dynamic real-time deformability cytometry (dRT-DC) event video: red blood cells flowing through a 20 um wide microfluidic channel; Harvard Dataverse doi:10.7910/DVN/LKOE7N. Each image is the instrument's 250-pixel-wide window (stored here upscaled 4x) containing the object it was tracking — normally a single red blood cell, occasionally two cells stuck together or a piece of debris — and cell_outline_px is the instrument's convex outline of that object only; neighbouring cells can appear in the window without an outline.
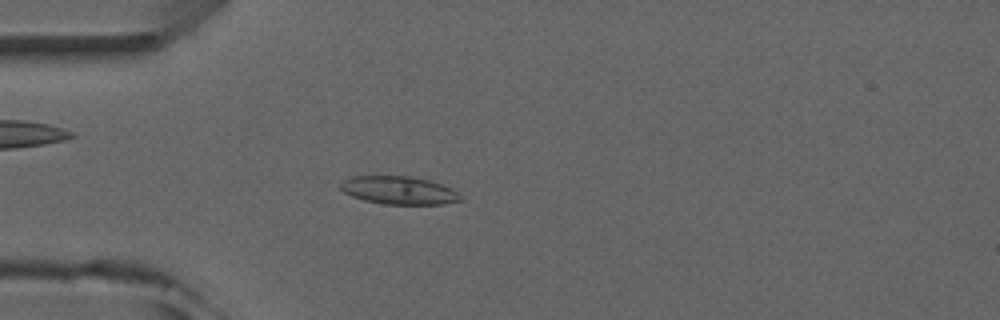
{"species": "common noctule bat (a hibernating species)", "species_latin": "Nyctalus noctula", "temperature_condition": "room temperature", "stored_images_in_passage": 4, "camera_frame_rate_fps": 3000, "um_per_image_px": 0.085, "animal": {"sex": "male", "forearm_length_mm": 52.5}, "frame": {"image": 1, "passage_image": 4, "time_ms": 3.333, "image_size_px": [1000, 320], "cell_outline_px": [[464, 200], [444, 204], [384, 204], [364, 200], [352, 196], [344, 192], [340, 188], [340, 184], [344, 180], [352, 176], [408, 176], [428, 180], [452, 188]], "centroid_in_image_um": [33.91, 16.18], "position_along_channel_um": 51.1, "area_um2": 19.48}}